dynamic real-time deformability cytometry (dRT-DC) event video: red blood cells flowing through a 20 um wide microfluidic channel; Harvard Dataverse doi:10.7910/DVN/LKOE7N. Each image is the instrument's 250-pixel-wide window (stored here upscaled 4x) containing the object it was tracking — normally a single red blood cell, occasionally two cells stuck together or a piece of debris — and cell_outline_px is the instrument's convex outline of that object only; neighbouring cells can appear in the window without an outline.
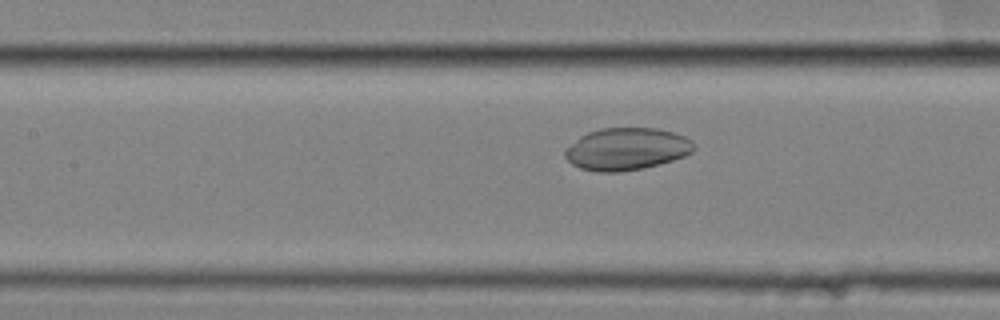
{"species": "common noctule bat (a hibernating species)", "species_latin": "Nyctalus noctula", "temperature_condition": "cold", "stored_images_in_passage": 40, "camera_frame_rate_fps": 3000, "um_per_image_px": 0.085, "animal": {"sex": "female", "body_mass_g": 25.1}, "frame": {"image": 1, "passage_image": 9, "time_ms": 2.667, "image_size_px": [1000, 320], "cell_outline_px": [[696, 148], [692, 152], [684, 156], [660, 164], [644, 168], [616, 172], [596, 172], [580, 168], [572, 164], [564, 156], [564, 148], [580, 136], [588, 132], [600, 128], [660, 128], [684, 136], [692, 140], [696, 144]], "centroid_in_image_um": [53.26, 12.66], "position_along_channel_um": 154.1, "area_um2": 32.02}}
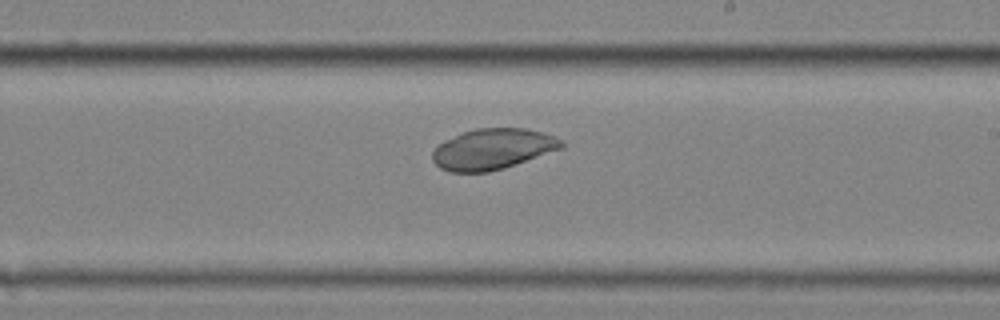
{"frame": {"image": 2, "passage_image": 17, "time_ms": 5.333, "image_size_px": [1000, 320], "cell_outline_px": [[564, 148], [504, 168], [488, 172], [448, 172], [440, 168], [432, 160], [432, 152], [444, 140], [464, 132], [476, 128], [524, 128], [540, 132], [552, 136], [560, 140], [564, 144]], "centroid_in_image_um": [41.86, 12.68], "position_along_channel_um": 247.1, "area_um2": 30.46}}
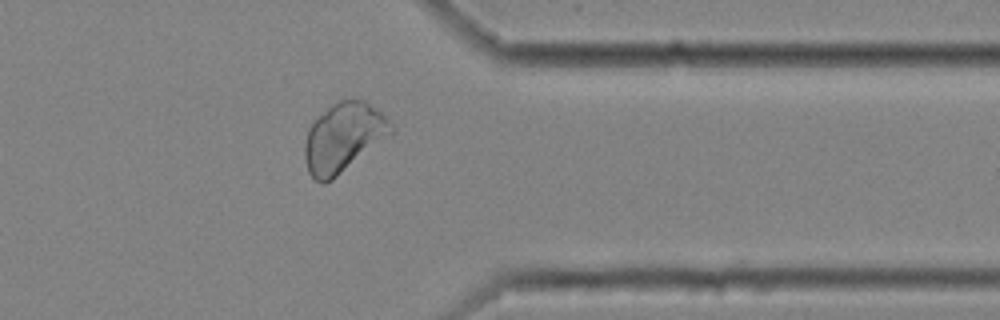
{"frame": {"image": 3, "passage_image": 29, "time_ms": 9.333, "image_size_px": [1000, 320], "cell_outline_px": [[392, 132], [332, 180], [324, 184], [316, 180], [308, 172], [304, 156], [304, 144], [308, 128], [312, 120], [332, 104], [340, 100], [364, 100], [380, 112], [392, 124]], "centroid_in_image_um": [29.12, 11.68], "position_along_channel_um": 382.3, "area_um2": 34.16}}